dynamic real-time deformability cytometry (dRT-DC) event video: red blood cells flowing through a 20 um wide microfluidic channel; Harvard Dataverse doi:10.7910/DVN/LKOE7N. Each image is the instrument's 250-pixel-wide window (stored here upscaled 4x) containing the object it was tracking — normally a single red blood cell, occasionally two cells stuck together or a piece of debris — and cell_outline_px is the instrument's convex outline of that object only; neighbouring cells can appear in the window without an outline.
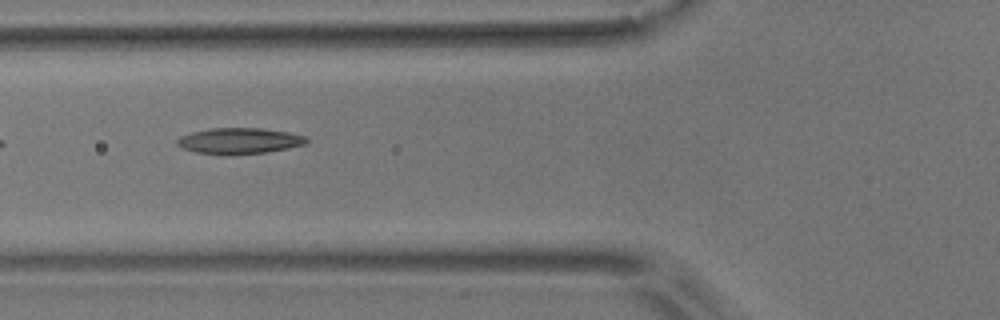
{"species": "common noctule bat (a hibernating species)", "species_latin": "Nyctalus noctula", "temperature_condition": "room temperature", "stored_images_in_passage": 7, "camera_frame_rate_fps": 3000, "um_per_image_px": 0.085, "animal": {"sex": "male", "body_mass_g": 17.9}, "frame": {"image": 1, "passage_image": 3, "time_ms": 2.333, "image_size_px": [1000, 320], "cell_outline_px": [[308, 144], [268, 152], [228, 156], [196, 152], [180, 148], [176, 144], [176, 140], [180, 136], [192, 132], [212, 128], [260, 128], [288, 132], [308, 136]], "centroid_in_image_um": [20.35, 11.99], "position_along_channel_um": 105.5, "area_um2": 20.0}}
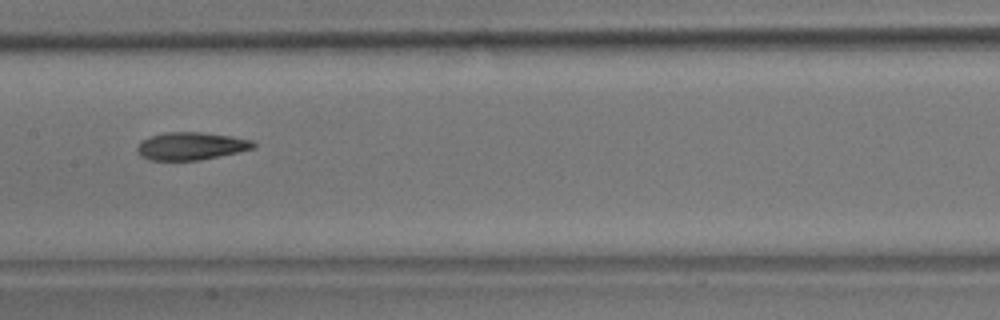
{"frame": {"image": 2, "passage_image": 5, "time_ms": 4.667, "image_size_px": [1000, 320], "cell_outline_px": [[256, 148], [200, 160], [148, 160], [140, 156], [136, 152], [136, 148], [140, 140], [164, 132], [200, 132], [232, 136], [252, 140], [256, 144]], "centroid_in_image_um": [16.21, 12.41], "position_along_channel_um": 191.2, "area_um2": 18.9}}
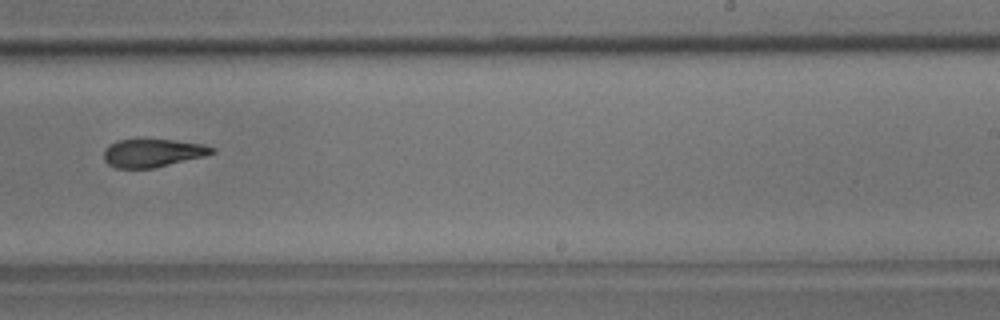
{"frame": {"image": 3, "passage_image": 7, "time_ms": 7.0, "image_size_px": [1000, 320], "cell_outline_px": [[216, 152], [204, 156], [152, 168], [116, 168], [108, 164], [104, 160], [104, 148], [108, 144], [116, 140], [172, 140], [204, 144], [216, 148]], "centroid_in_image_um": [12.96, 13.0], "position_along_channel_um": 276.0, "area_um2": 17.63}}